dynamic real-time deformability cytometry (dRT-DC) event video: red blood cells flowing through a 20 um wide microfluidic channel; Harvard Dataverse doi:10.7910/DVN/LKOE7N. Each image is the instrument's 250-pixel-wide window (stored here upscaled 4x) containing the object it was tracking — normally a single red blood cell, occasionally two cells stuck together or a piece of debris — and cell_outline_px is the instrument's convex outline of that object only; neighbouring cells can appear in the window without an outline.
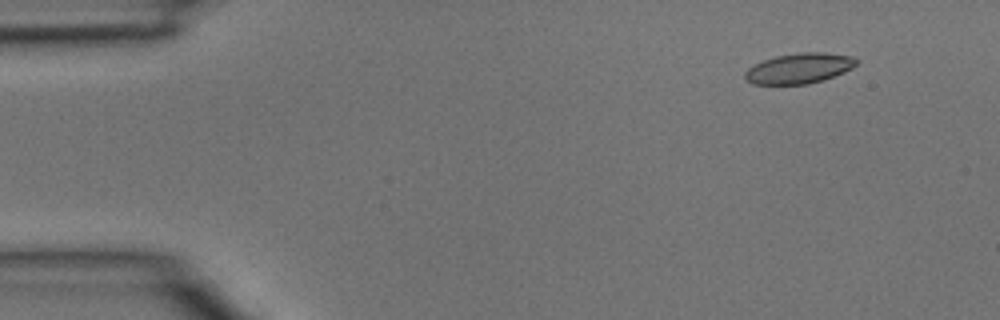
{"species": "common noctule bat (a hibernating species)", "species_latin": "Nyctalus noctula", "temperature_condition": "room temperature", "stored_images_in_passage": 4, "camera_frame_rate_fps": 3000, "um_per_image_px": 0.085, "animal": {"sex": "male", "body_mass_g": 15.6}, "frame": {"image": 1, "passage_image": 1, "time_ms": 0.0, "image_size_px": [1000, 320], "cell_outline_px": [[856, 64], [852, 68], [844, 72], [824, 80], [808, 84], [752, 84], [744, 76], [744, 72], [752, 64], [776, 56], [800, 52], [824, 52], [852, 56], [856, 60]], "centroid_in_image_um": [67.91, 5.81], "position_along_channel_um": 17.1, "area_um2": 19.71}}
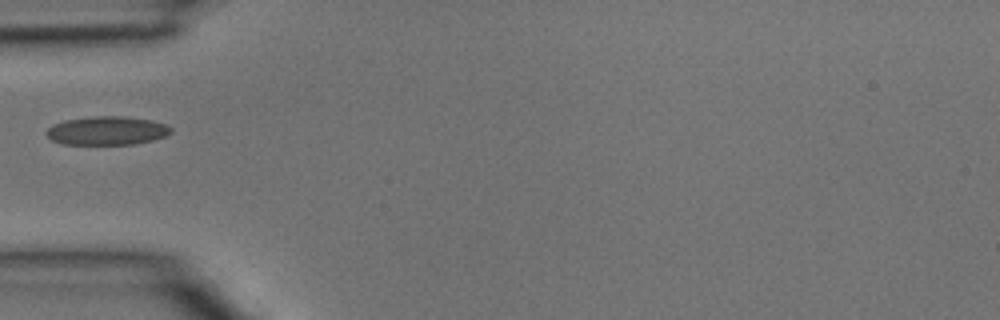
{"frame": {"image": 2, "passage_image": 4, "time_ms": 1.0, "image_size_px": [1000, 320], "cell_outline_px": [[172, 132], [164, 136], [152, 140], [132, 144], [60, 144], [52, 140], [44, 132], [52, 124], [64, 120], [92, 116], [124, 116], [152, 120], [168, 124], [172, 128]], "centroid_in_image_um": [9.08, 11.09], "position_along_channel_um": 75.9, "area_um2": 20.92}}